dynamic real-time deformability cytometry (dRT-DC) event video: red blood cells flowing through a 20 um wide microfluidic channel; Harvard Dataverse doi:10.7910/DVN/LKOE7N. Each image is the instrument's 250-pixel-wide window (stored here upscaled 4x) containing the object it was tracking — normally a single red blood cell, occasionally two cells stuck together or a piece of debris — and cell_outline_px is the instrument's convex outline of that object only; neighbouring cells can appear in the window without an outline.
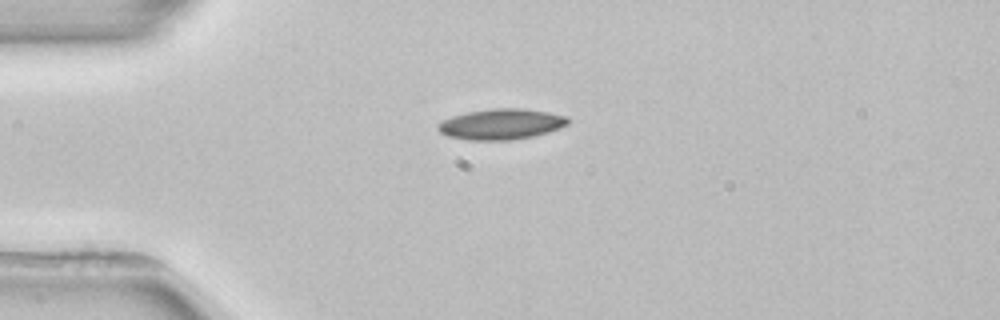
{"species": "common noctule bat (a hibernating species)", "species_latin": "Nyctalus noctula", "temperature_condition": "room temperature", "stored_images_in_passage": 2, "camera_frame_rate_fps": 3000, "um_per_image_px": 0.085, "animal": {"sex": "female", "body_mass_g": 22.7, "forearm_length_mm": 54.2}, "frame": {"image": 1, "passage_image": 1, "time_ms": 0.0, "image_size_px": [1000, 320], "cell_outline_px": [[568, 124], [560, 128], [548, 132], [532, 136], [508, 140], [468, 140], [448, 136], [440, 132], [436, 128], [436, 124], [452, 116], [468, 112], [492, 108], [524, 108], [548, 112], [568, 116]], "centroid_in_image_um": [42.6, 10.54], "position_along_channel_um": 42.4, "area_um2": 23.24}}